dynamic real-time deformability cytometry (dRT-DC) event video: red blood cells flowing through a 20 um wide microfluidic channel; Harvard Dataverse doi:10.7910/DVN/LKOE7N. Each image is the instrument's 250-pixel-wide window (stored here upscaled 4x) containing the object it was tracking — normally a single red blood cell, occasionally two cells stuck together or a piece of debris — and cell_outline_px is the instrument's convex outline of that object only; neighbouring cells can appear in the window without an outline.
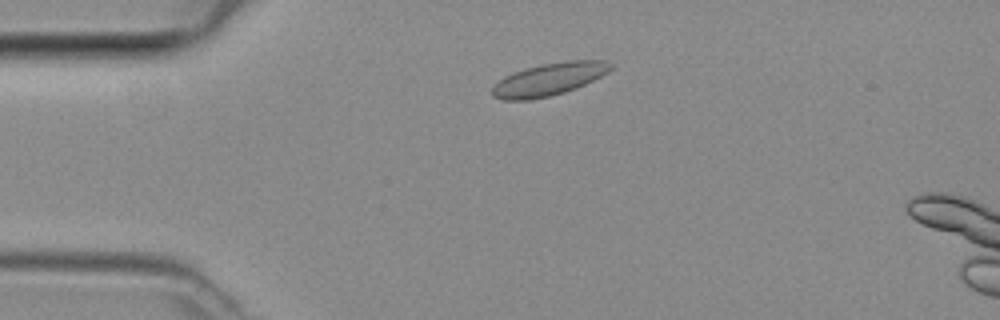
{"species": "common noctule bat (a hibernating species)", "species_latin": "Nyctalus noctula", "temperature_condition": "room temperature", "stored_images_in_passage": 10, "camera_frame_rate_fps": 3000, "um_per_image_px": 0.085, "animal": {"sex": "female", "body_mass_g": 29.2, "forearm_length_mm": 56.3}, "frame": {"image": 1, "passage_image": 6, "time_ms": 1.667, "image_size_px": [1000, 320], "cell_outline_px": [[612, 68], [608, 72], [576, 88], [564, 92], [548, 96], [528, 100], [504, 100], [492, 96], [492, 88], [504, 76], [512, 72], [524, 68], [540, 64], [564, 60], [604, 60], [612, 64]], "centroid_in_image_um": [46.64, 6.72], "position_along_channel_um": 38.4, "area_um2": 22.43}}